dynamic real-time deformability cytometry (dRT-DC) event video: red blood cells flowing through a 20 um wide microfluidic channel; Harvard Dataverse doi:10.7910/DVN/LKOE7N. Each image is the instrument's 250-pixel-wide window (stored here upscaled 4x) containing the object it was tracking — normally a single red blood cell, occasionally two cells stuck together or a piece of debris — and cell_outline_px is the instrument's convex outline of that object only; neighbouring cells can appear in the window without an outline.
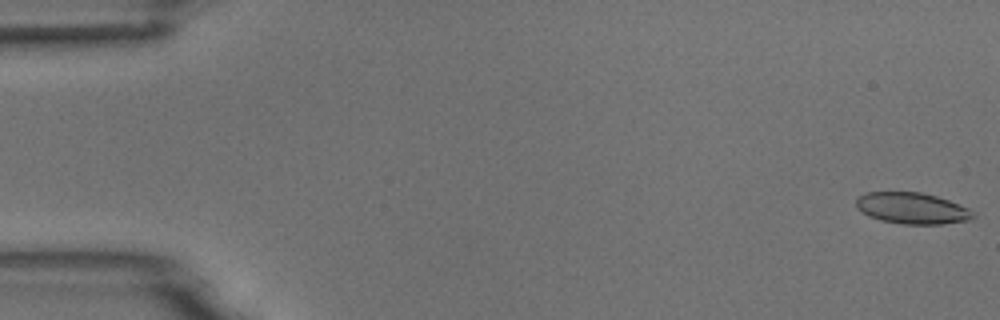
{"species": "common noctule bat (a hibernating species)", "species_latin": "Nyctalus noctula", "temperature_condition": "room temperature", "stored_images_in_passage": 6, "camera_frame_rate_fps": 3000, "um_per_image_px": 0.085, "animal": {"sex": "male", "body_mass_g": 18.8}, "frame": {"image": 1, "passage_image": 1, "time_ms": 0.0, "image_size_px": [1000, 320], "cell_outline_px": [[976, 216], [972, 220], [940, 224], [904, 224], [880, 220], [868, 216], [860, 212], [856, 208], [856, 200], [860, 196], [868, 192], [920, 192], [936, 196], [948, 200], [968, 208]], "centroid_in_image_um": [77.52, 17.71], "position_along_channel_um": 7.5, "area_um2": 21.33}}
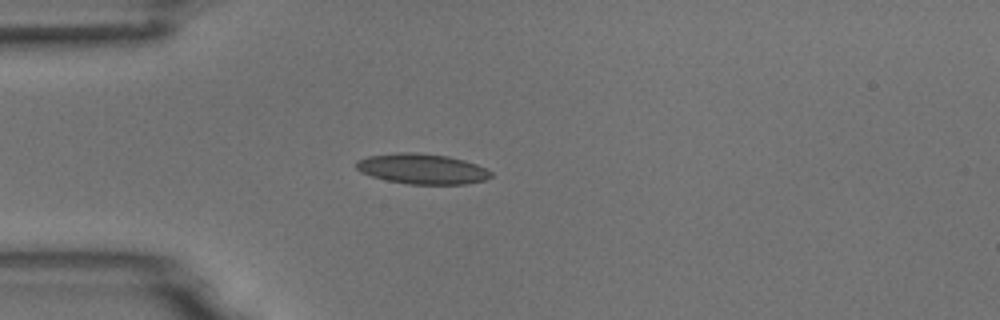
{"frame": {"image": 2, "passage_image": 5, "time_ms": 1.333, "image_size_px": [1000, 320], "cell_outline_px": [[492, 176], [484, 180], [468, 184], [408, 184], [388, 180], [372, 176], [360, 172], [356, 168], [356, 160], [368, 156], [396, 152], [416, 152], [448, 156], [464, 160], [476, 164], [492, 172]], "centroid_in_image_um": [35.87, 14.34], "position_along_channel_um": 49.1, "area_um2": 23.81}}